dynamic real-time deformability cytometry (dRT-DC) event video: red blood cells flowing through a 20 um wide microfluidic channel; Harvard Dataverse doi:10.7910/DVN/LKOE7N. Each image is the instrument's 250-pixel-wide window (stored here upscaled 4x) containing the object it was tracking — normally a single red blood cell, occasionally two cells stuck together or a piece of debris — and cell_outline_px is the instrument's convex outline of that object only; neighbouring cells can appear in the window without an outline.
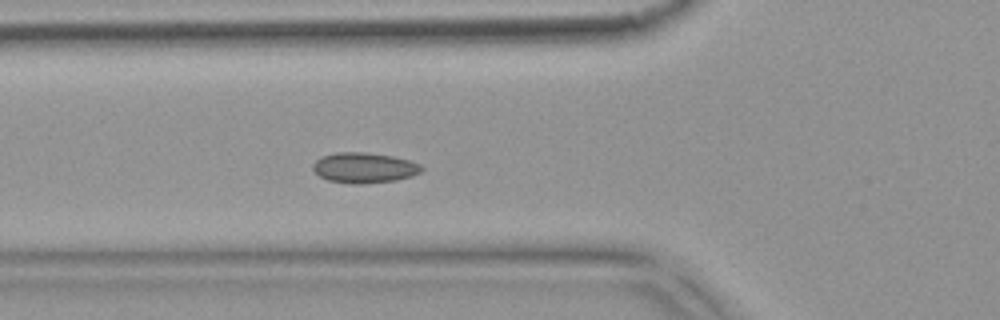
{"species": "common noctule bat (a hibernating species)", "species_latin": "Nyctalus noctula", "temperature_condition": "warm", "stored_images_in_passage": 6, "camera_frame_rate_fps": 3000, "um_per_image_px": 0.085, "animal": {"sex": "female", "body_mass_g": 18.4}, "frame": {"image": 1, "passage_image": 6, "time_ms": 1.667, "image_size_px": [1000, 320], "cell_outline_px": [[424, 168], [420, 172], [412, 176], [396, 180], [360, 184], [352, 184], [328, 180], [320, 176], [312, 168], [312, 164], [316, 160], [324, 156], [336, 152], [364, 152], [392, 156], [408, 160], [420, 164]], "centroid_in_image_um": [30.96, 14.26], "position_along_channel_um": 94.8, "area_um2": 19.13}}